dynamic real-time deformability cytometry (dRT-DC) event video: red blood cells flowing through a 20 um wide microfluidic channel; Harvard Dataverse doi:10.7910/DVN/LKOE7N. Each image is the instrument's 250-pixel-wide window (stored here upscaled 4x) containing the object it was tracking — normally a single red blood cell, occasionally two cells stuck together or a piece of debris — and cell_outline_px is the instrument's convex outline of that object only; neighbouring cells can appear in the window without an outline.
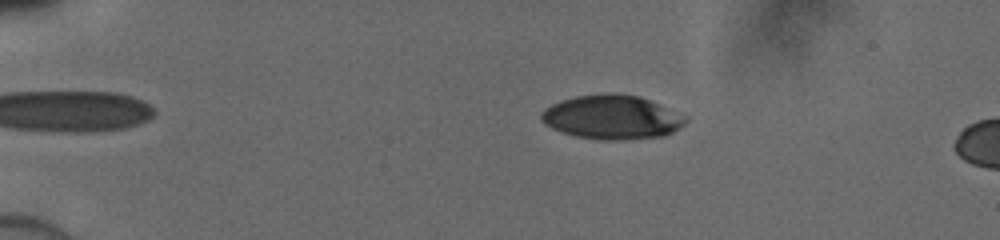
{"species": "human", "species_latin": "Homo sapiens", "temperature_condition": "cold", "stored_images_in_passage": 16, "camera_frame_rate_fps": 3000, "um_per_image_px": 0.085, "donor": {"sex": "male"}, "frame": {"image": 1, "passage_image": 12, "time_ms": 3.667, "image_size_px": [1000, 240], "cell_outline_px": [[676, 124], [668, 132], [644, 136], [588, 136], [568, 132], [544, 120], [544, 112], [548, 108], [556, 104], [568, 100], [584, 96], [632, 96], [644, 100]], "centroid_in_image_um": [51.71, 9.93], "position_along_channel_um": 33.3, "area_um2": 29.71}}